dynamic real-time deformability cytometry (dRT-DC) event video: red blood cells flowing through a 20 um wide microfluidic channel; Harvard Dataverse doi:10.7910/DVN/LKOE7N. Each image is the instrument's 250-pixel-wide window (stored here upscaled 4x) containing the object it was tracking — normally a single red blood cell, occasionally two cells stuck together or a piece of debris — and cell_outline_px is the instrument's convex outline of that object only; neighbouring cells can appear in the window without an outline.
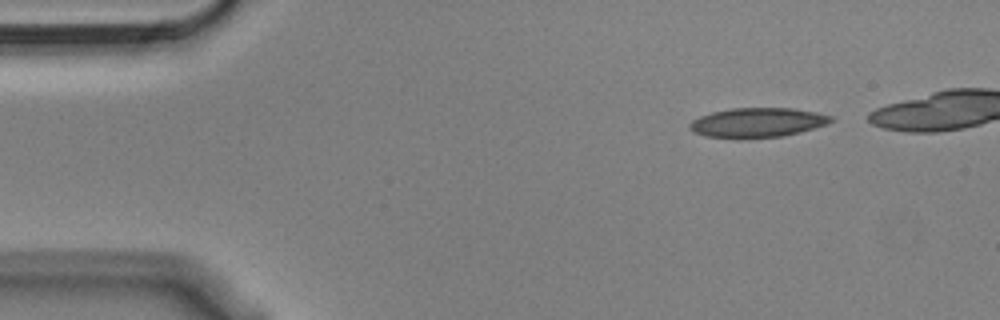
{"species": "Egyptian fruit bat (a non-hibernating species)", "species_latin": "Rousettus aegyptiacus", "temperature_condition": "cold", "stored_images_in_passage": 43, "camera_frame_rate_fps": 3000, "um_per_image_px": 0.085, "animal": {"sex": "male"}, "frame": {"image": 1, "passage_image": 2, "time_ms": 0.333, "image_size_px": [1000, 320], "cell_outline_px": [[832, 120], [824, 124], [800, 132], [780, 136], [740, 140], [736, 140], [704, 136], [692, 132], [688, 124], [692, 120], [700, 116], [712, 112], [732, 108], [792, 108], [816, 112], [832, 116]], "centroid_in_image_um": [64.29, 10.44], "position_along_channel_um": 20.7, "area_um2": 24.57}}
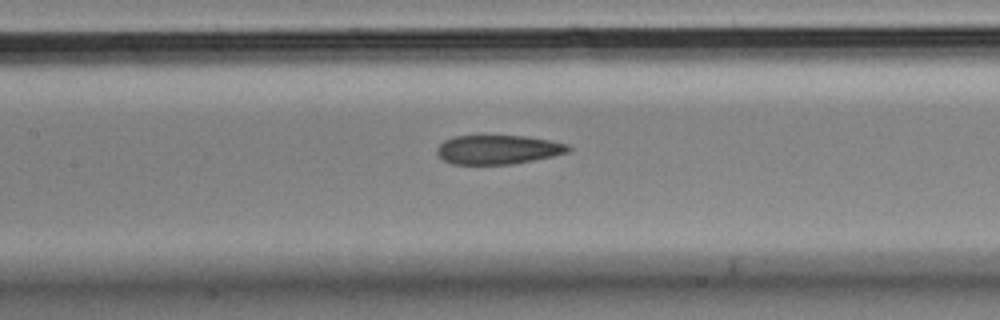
{"frame": {"image": 2, "passage_image": 20, "time_ms": 6.333, "image_size_px": [1000, 320], "cell_outline_px": [[572, 148], [568, 152], [552, 156], [512, 164], [452, 164], [444, 160], [436, 152], [436, 148], [444, 140], [452, 136], [528, 136], [552, 140], [568, 144]], "centroid_in_image_um": [42.34, 12.71], "position_along_channel_um": 165.1, "area_um2": 22.31}}
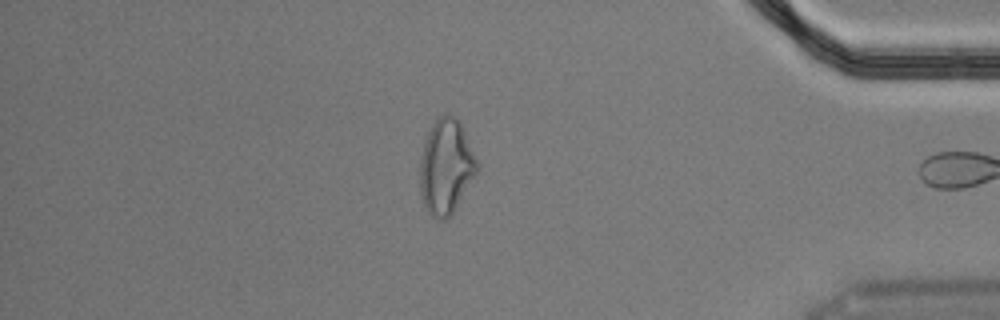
{"frame": {"image": 3, "passage_image": 42, "time_ms": 13.667, "image_size_px": [1000, 320], "cell_outline_px": [[480, 168], [452, 212], [444, 220], [436, 220], [428, 212], [424, 204], [420, 192], [420, 164], [424, 140], [432, 124], [444, 112], [448, 112], [456, 116], [460, 120], [480, 164]], "centroid_in_image_um": [37.93, 14.11], "position_along_channel_um": 397.3, "area_um2": 31.85}, "authors_computed_cell_mechanics": {"area_um2": 23.8714, "velocity_mm_per_s": 3.6368, "shape_relaxation_time_tau1_ms": null, "shape_relaxation_time_tau2_ms": 3.0369, "deformation_change_tau1": null, "deformation_change_tau2": 0.1025}}